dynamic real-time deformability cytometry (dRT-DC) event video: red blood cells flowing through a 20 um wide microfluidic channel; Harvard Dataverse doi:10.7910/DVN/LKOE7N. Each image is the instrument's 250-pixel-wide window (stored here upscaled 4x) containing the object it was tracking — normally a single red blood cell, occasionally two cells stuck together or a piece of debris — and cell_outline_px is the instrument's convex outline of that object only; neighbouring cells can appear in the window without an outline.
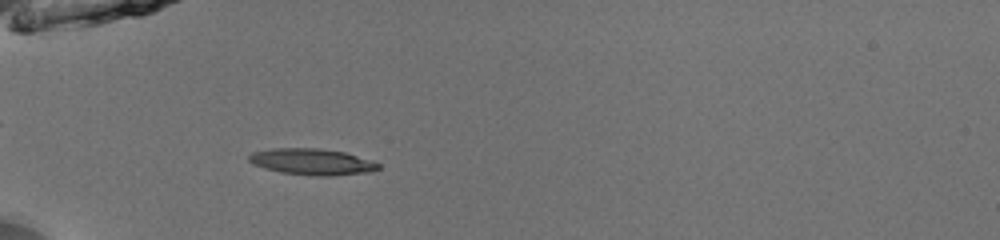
{"species": "common noctule bat (a hibernating species)", "species_latin": "Nyctalus noctula", "temperature_condition": "room temperature", "stored_images_in_passage": 39, "camera_frame_rate_fps": 3000, "um_per_image_px": 0.085, "animal": {"sex": "male", "body_mass_g": 13.0, "forearm_length_mm": 53.1}, "frame": {"image": 1, "passage_image": 5, "time_ms": 1.333, "image_size_px": [1000, 240], "cell_outline_px": [[380, 168], [372, 172], [328, 176], [316, 176], [280, 172], [264, 168], [248, 160], [248, 156], [252, 152], [272, 148], [316, 148], [344, 152], [372, 160], [380, 164]], "centroid_in_image_um": [26.55, 13.75], "position_along_channel_um": 58.5, "area_um2": 19.83}}
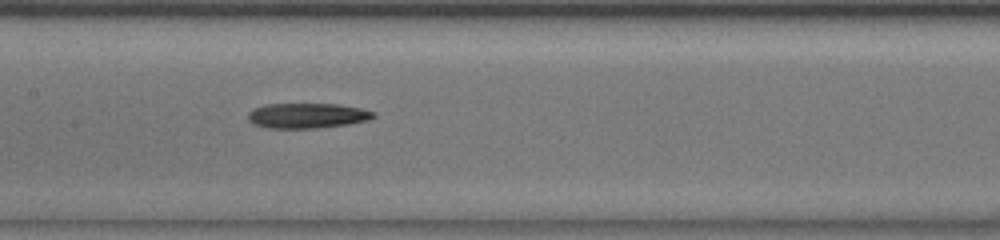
{"frame": {"image": 2, "passage_image": 15, "time_ms": 4.667, "image_size_px": [1000, 240], "cell_outline_px": [[376, 116], [368, 120], [348, 124], [316, 128], [268, 128], [256, 124], [248, 120], [248, 112], [252, 108], [264, 104], [340, 104], [360, 108], [376, 112]], "centroid_in_image_um": [26.11, 9.82], "position_along_channel_um": 181.3, "area_um2": 18.44}}
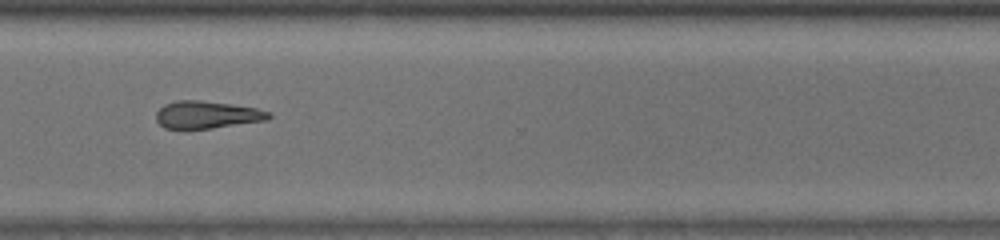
{"frame": {"image": 3, "passage_image": 28, "time_ms": 9.0, "image_size_px": [1000, 240], "cell_outline_px": [[272, 116], [268, 120], [212, 128], [164, 128], [156, 120], [156, 112], [164, 104], [176, 100], [200, 100], [232, 104], [256, 108], [272, 112]], "centroid_in_image_um": [17.62, 9.74], "position_along_channel_um": 353.0, "area_um2": 18.03}}